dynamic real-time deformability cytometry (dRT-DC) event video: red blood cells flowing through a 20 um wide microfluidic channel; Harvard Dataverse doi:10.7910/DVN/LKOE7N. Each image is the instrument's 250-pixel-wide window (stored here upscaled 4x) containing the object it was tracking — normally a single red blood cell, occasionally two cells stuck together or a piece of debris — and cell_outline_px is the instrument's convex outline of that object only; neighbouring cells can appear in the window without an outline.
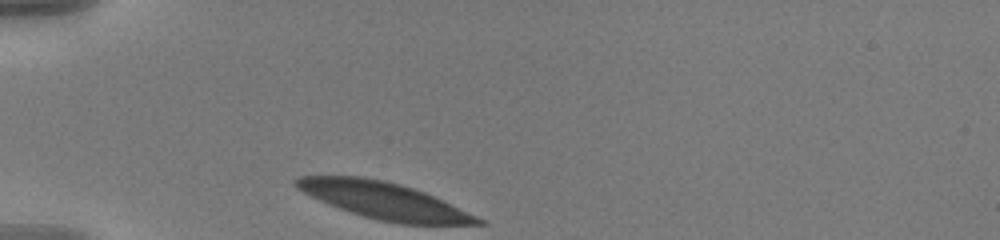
{"species": "human", "species_latin": "Homo sapiens", "temperature_condition": "warm", "stored_images_in_passage": 33, "camera_frame_rate_fps": 3000, "um_per_image_px": 0.085, "donor": {"sex": "male"}, "frame": {"image": 1, "passage_image": 1, "time_ms": 0.0, "image_size_px": [1000, 240], "cell_outline_px": [[488, 224], [400, 224], [376, 220], [328, 204], [296, 188], [292, 184], [292, 180], [300, 176], [364, 176], [384, 180], [400, 184], [424, 192], [476, 216], [484, 220]], "centroid_in_image_um": [32.6, 17.04], "position_along_channel_um": 52.4, "area_um2": 38.44}}
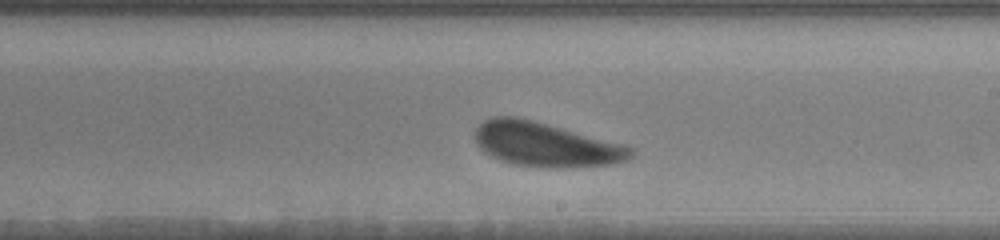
{"frame": {"image": 2, "passage_image": 19, "time_ms": 6.0, "image_size_px": [1000, 240], "cell_outline_px": [[636, 148], [632, 156], [628, 160], [612, 164], [552, 168], [548, 168], [512, 164], [500, 160], [492, 156], [480, 148], [476, 140], [476, 128], [484, 120], [496, 116], [516, 116], [532, 120], [624, 144]], "centroid_in_image_um": [46.41, 12.29], "position_along_channel_um": 242.6, "area_um2": 40.0}}
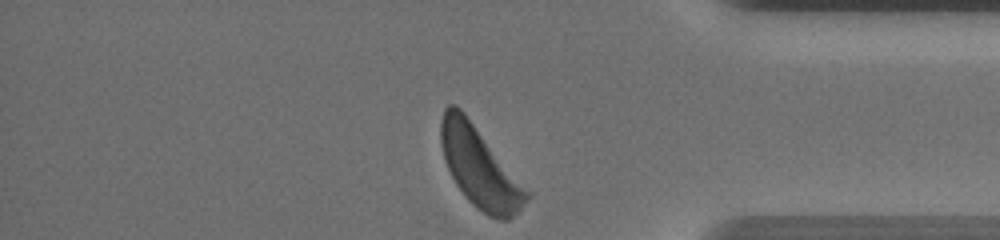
{"frame": {"image": 3, "passage_image": 33, "time_ms": 10.667, "image_size_px": [1000, 240], "cell_outline_px": [[532, 196], [508, 220], [500, 220], [488, 216], [476, 208], [468, 200], [456, 184], [444, 160], [440, 144], [440, 120], [444, 108], [448, 104], [456, 104], [464, 112], [532, 192]], "centroid_in_image_um": [40.79, 14.22], "position_along_channel_um": 394.4, "area_um2": 40.52}, "authors_computed_cell_mechanics": {"area_um2": 40.3444, "velocity_mm_per_s": 3.5361, "shape_relaxation_time_tau1_ms": 1.9022, "shape_relaxation_time_tau2_ms": 7.414, "deformation_change_tau1": 0.102, "deformation_change_tau2": 0.1695}}